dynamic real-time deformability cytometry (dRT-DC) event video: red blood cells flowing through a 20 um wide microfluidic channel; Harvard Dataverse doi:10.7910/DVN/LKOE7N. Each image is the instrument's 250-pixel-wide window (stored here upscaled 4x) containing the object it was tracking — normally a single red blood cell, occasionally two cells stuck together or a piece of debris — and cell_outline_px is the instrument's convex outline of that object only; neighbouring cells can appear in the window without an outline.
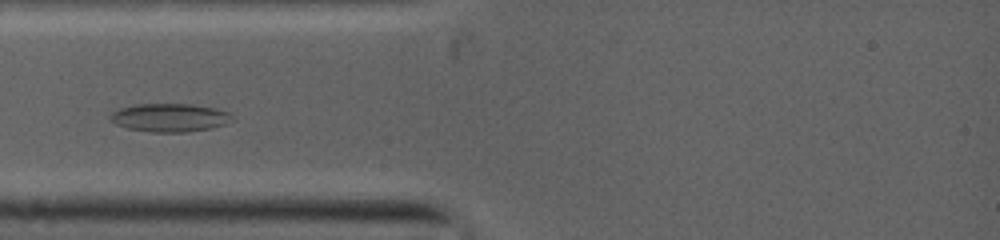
{"species": "common noctule bat (a hibernating species)", "species_latin": "Nyctalus noctula", "temperature_condition": "warm", "stored_images_in_passage": 26, "camera_frame_rate_fps": 5000, "um_per_image_px": 0.085, "animal": {"sex": "female", "body_mass_g": 19.0, "forearm_length_mm": 53.3}, "frame": {"image": 1, "passage_image": 7, "time_ms": 2.6, "image_size_px": [1000, 240], "cell_outline_px": [[236, 120], [212, 128], [188, 132], [152, 132], [128, 128], [116, 124], [108, 116], [112, 112], [120, 108], [136, 104], [192, 104], [216, 108], [228, 112]], "centroid_in_image_um": [14.46, 9.99], "position_along_channel_um": 70.5, "area_um2": 20.17}}
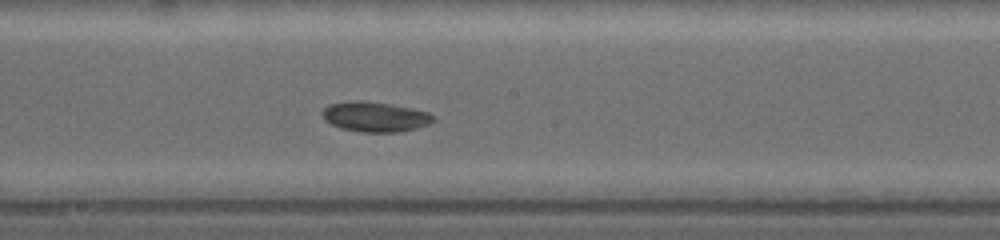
{"frame": {"image": 2, "passage_image": 15, "time_ms": 6.0, "image_size_px": [1000, 240], "cell_outline_px": [[436, 120], [428, 124], [416, 128], [400, 132], [360, 132], [340, 128], [324, 120], [320, 116], [320, 112], [328, 104], [348, 100], [364, 100], [392, 104], [412, 108], [428, 112]], "centroid_in_image_um": [31.82, 9.91], "position_along_channel_um": 216.4, "area_um2": 19.77}}
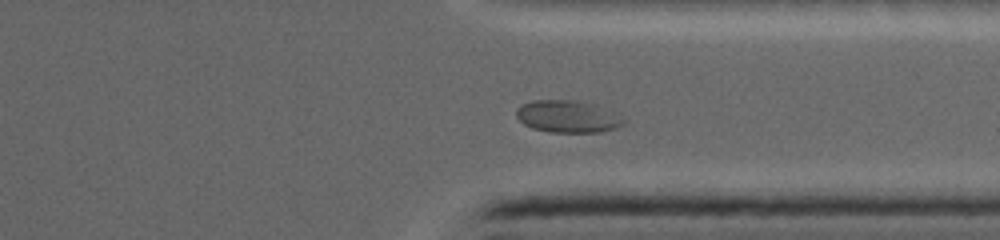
{"frame": {"image": 3, "passage_image": 23, "time_ms": 9.4, "image_size_px": [1000, 240], "cell_outline_px": [[628, 120], [624, 124], [616, 128], [600, 132], [548, 132], [532, 128], [524, 124], [516, 116], [516, 108], [520, 104], [532, 100], [576, 100], [596, 104], [620, 112]], "centroid_in_image_um": [48.33, 9.89], "position_along_channel_um": 363.1, "area_um2": 20.81}}